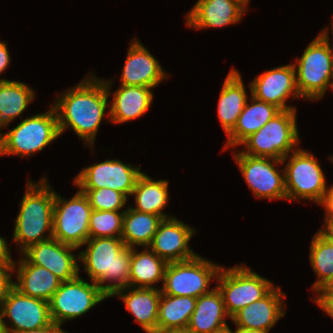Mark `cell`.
I'll list each match as a JSON object with an SVG mask.
<instances>
[{
  "label": "cell",
  "mask_w": 333,
  "mask_h": 333,
  "mask_svg": "<svg viewBox=\"0 0 333 333\" xmlns=\"http://www.w3.org/2000/svg\"><path fill=\"white\" fill-rule=\"evenodd\" d=\"M21 333H69L61 328L60 325L56 323H52L51 325L45 326L43 328L35 329V330H27Z\"/></svg>",
  "instance_id": "obj_41"
},
{
  "label": "cell",
  "mask_w": 333,
  "mask_h": 333,
  "mask_svg": "<svg viewBox=\"0 0 333 333\" xmlns=\"http://www.w3.org/2000/svg\"><path fill=\"white\" fill-rule=\"evenodd\" d=\"M227 317L223 296L215 286L209 293L197 298L186 329L193 333H212L227 324Z\"/></svg>",
  "instance_id": "obj_26"
},
{
  "label": "cell",
  "mask_w": 333,
  "mask_h": 333,
  "mask_svg": "<svg viewBox=\"0 0 333 333\" xmlns=\"http://www.w3.org/2000/svg\"><path fill=\"white\" fill-rule=\"evenodd\" d=\"M331 26H332V34H333V20H332ZM328 29L329 28L323 29L322 31H320V34L329 42V46L331 48L332 55H333V45L330 44Z\"/></svg>",
  "instance_id": "obj_44"
},
{
  "label": "cell",
  "mask_w": 333,
  "mask_h": 333,
  "mask_svg": "<svg viewBox=\"0 0 333 333\" xmlns=\"http://www.w3.org/2000/svg\"><path fill=\"white\" fill-rule=\"evenodd\" d=\"M92 74L57 95V101L52 106L57 114L60 136L70 127L86 146L94 147L96 134L109 106L108 96L113 80H102Z\"/></svg>",
  "instance_id": "obj_1"
},
{
  "label": "cell",
  "mask_w": 333,
  "mask_h": 333,
  "mask_svg": "<svg viewBox=\"0 0 333 333\" xmlns=\"http://www.w3.org/2000/svg\"><path fill=\"white\" fill-rule=\"evenodd\" d=\"M325 209V216H333V184L330 185L322 203L320 204Z\"/></svg>",
  "instance_id": "obj_40"
},
{
  "label": "cell",
  "mask_w": 333,
  "mask_h": 333,
  "mask_svg": "<svg viewBox=\"0 0 333 333\" xmlns=\"http://www.w3.org/2000/svg\"><path fill=\"white\" fill-rule=\"evenodd\" d=\"M216 281L229 319L244 307L261 300L275 287L272 281L242 264L227 269L222 266Z\"/></svg>",
  "instance_id": "obj_6"
},
{
  "label": "cell",
  "mask_w": 333,
  "mask_h": 333,
  "mask_svg": "<svg viewBox=\"0 0 333 333\" xmlns=\"http://www.w3.org/2000/svg\"><path fill=\"white\" fill-rule=\"evenodd\" d=\"M17 269V262H13V268H0V312L8 291L13 287V279L11 278Z\"/></svg>",
  "instance_id": "obj_35"
},
{
  "label": "cell",
  "mask_w": 333,
  "mask_h": 333,
  "mask_svg": "<svg viewBox=\"0 0 333 333\" xmlns=\"http://www.w3.org/2000/svg\"><path fill=\"white\" fill-rule=\"evenodd\" d=\"M5 318L9 319L10 328L4 321ZM52 323L49 302L23 295L14 287L8 291L0 312L1 333H21Z\"/></svg>",
  "instance_id": "obj_12"
},
{
  "label": "cell",
  "mask_w": 333,
  "mask_h": 333,
  "mask_svg": "<svg viewBox=\"0 0 333 333\" xmlns=\"http://www.w3.org/2000/svg\"><path fill=\"white\" fill-rule=\"evenodd\" d=\"M107 298L95 282L88 283L80 275L61 282L49 301L52 321L61 326L65 321L84 315Z\"/></svg>",
  "instance_id": "obj_11"
},
{
  "label": "cell",
  "mask_w": 333,
  "mask_h": 333,
  "mask_svg": "<svg viewBox=\"0 0 333 333\" xmlns=\"http://www.w3.org/2000/svg\"><path fill=\"white\" fill-rule=\"evenodd\" d=\"M212 333H234V331H232L230 329V327L228 326V324L224 325L223 327L216 329L214 332Z\"/></svg>",
  "instance_id": "obj_45"
},
{
  "label": "cell",
  "mask_w": 333,
  "mask_h": 333,
  "mask_svg": "<svg viewBox=\"0 0 333 333\" xmlns=\"http://www.w3.org/2000/svg\"><path fill=\"white\" fill-rule=\"evenodd\" d=\"M197 298L161 293L157 319V333L186 329L195 310Z\"/></svg>",
  "instance_id": "obj_29"
},
{
  "label": "cell",
  "mask_w": 333,
  "mask_h": 333,
  "mask_svg": "<svg viewBox=\"0 0 333 333\" xmlns=\"http://www.w3.org/2000/svg\"><path fill=\"white\" fill-rule=\"evenodd\" d=\"M238 70L232 68L226 76L218 100V118L228 135L248 100L246 87Z\"/></svg>",
  "instance_id": "obj_25"
},
{
  "label": "cell",
  "mask_w": 333,
  "mask_h": 333,
  "mask_svg": "<svg viewBox=\"0 0 333 333\" xmlns=\"http://www.w3.org/2000/svg\"><path fill=\"white\" fill-rule=\"evenodd\" d=\"M168 186V180L155 181L142 173L131 194L135 196L136 207L131 208L139 212L161 216L163 219L169 218L162 212L169 201Z\"/></svg>",
  "instance_id": "obj_27"
},
{
  "label": "cell",
  "mask_w": 333,
  "mask_h": 333,
  "mask_svg": "<svg viewBox=\"0 0 333 333\" xmlns=\"http://www.w3.org/2000/svg\"><path fill=\"white\" fill-rule=\"evenodd\" d=\"M1 129V128H0ZM4 150V135L0 133V155H3Z\"/></svg>",
  "instance_id": "obj_47"
},
{
  "label": "cell",
  "mask_w": 333,
  "mask_h": 333,
  "mask_svg": "<svg viewBox=\"0 0 333 333\" xmlns=\"http://www.w3.org/2000/svg\"><path fill=\"white\" fill-rule=\"evenodd\" d=\"M164 333H193L187 329H180V330H171V331H167Z\"/></svg>",
  "instance_id": "obj_48"
},
{
  "label": "cell",
  "mask_w": 333,
  "mask_h": 333,
  "mask_svg": "<svg viewBox=\"0 0 333 333\" xmlns=\"http://www.w3.org/2000/svg\"><path fill=\"white\" fill-rule=\"evenodd\" d=\"M89 199L92 210L121 211L128 198L110 188L80 189Z\"/></svg>",
  "instance_id": "obj_34"
},
{
  "label": "cell",
  "mask_w": 333,
  "mask_h": 333,
  "mask_svg": "<svg viewBox=\"0 0 333 333\" xmlns=\"http://www.w3.org/2000/svg\"><path fill=\"white\" fill-rule=\"evenodd\" d=\"M329 160L333 162V155L329 156Z\"/></svg>",
  "instance_id": "obj_49"
},
{
  "label": "cell",
  "mask_w": 333,
  "mask_h": 333,
  "mask_svg": "<svg viewBox=\"0 0 333 333\" xmlns=\"http://www.w3.org/2000/svg\"><path fill=\"white\" fill-rule=\"evenodd\" d=\"M296 112V109L281 110L261 129L240 144L246 149H242L240 152L250 156L278 160L289 156L292 150L298 149L301 141L296 123Z\"/></svg>",
  "instance_id": "obj_5"
},
{
  "label": "cell",
  "mask_w": 333,
  "mask_h": 333,
  "mask_svg": "<svg viewBox=\"0 0 333 333\" xmlns=\"http://www.w3.org/2000/svg\"><path fill=\"white\" fill-rule=\"evenodd\" d=\"M249 88L255 99L272 104L280 110L295 109L294 106L287 105L286 101L290 96L292 100L301 97L296 87L293 63L263 72L253 79Z\"/></svg>",
  "instance_id": "obj_15"
},
{
  "label": "cell",
  "mask_w": 333,
  "mask_h": 333,
  "mask_svg": "<svg viewBox=\"0 0 333 333\" xmlns=\"http://www.w3.org/2000/svg\"><path fill=\"white\" fill-rule=\"evenodd\" d=\"M73 250L79 249L51 238L29 246L21 254L31 264L48 269L64 282L73 280L79 275L80 266L77 257L79 255H73Z\"/></svg>",
  "instance_id": "obj_16"
},
{
  "label": "cell",
  "mask_w": 333,
  "mask_h": 333,
  "mask_svg": "<svg viewBox=\"0 0 333 333\" xmlns=\"http://www.w3.org/2000/svg\"><path fill=\"white\" fill-rule=\"evenodd\" d=\"M83 245L87 248L78 253L79 260L90 280L109 298L129 286L131 248L121 238H89ZM108 281L111 284H104Z\"/></svg>",
  "instance_id": "obj_2"
},
{
  "label": "cell",
  "mask_w": 333,
  "mask_h": 333,
  "mask_svg": "<svg viewBox=\"0 0 333 333\" xmlns=\"http://www.w3.org/2000/svg\"><path fill=\"white\" fill-rule=\"evenodd\" d=\"M313 301L333 318V297H315Z\"/></svg>",
  "instance_id": "obj_38"
},
{
  "label": "cell",
  "mask_w": 333,
  "mask_h": 333,
  "mask_svg": "<svg viewBox=\"0 0 333 333\" xmlns=\"http://www.w3.org/2000/svg\"><path fill=\"white\" fill-rule=\"evenodd\" d=\"M293 65L301 98L320 100L328 89L333 90V55L329 42L320 33Z\"/></svg>",
  "instance_id": "obj_4"
},
{
  "label": "cell",
  "mask_w": 333,
  "mask_h": 333,
  "mask_svg": "<svg viewBox=\"0 0 333 333\" xmlns=\"http://www.w3.org/2000/svg\"><path fill=\"white\" fill-rule=\"evenodd\" d=\"M221 267L198 254L186 261L168 263L161 292L198 298L211 291L210 281L217 278Z\"/></svg>",
  "instance_id": "obj_9"
},
{
  "label": "cell",
  "mask_w": 333,
  "mask_h": 333,
  "mask_svg": "<svg viewBox=\"0 0 333 333\" xmlns=\"http://www.w3.org/2000/svg\"><path fill=\"white\" fill-rule=\"evenodd\" d=\"M125 210H92L89 219V238H121Z\"/></svg>",
  "instance_id": "obj_33"
},
{
  "label": "cell",
  "mask_w": 333,
  "mask_h": 333,
  "mask_svg": "<svg viewBox=\"0 0 333 333\" xmlns=\"http://www.w3.org/2000/svg\"><path fill=\"white\" fill-rule=\"evenodd\" d=\"M18 265L13 287L23 295L49 302L62 281L48 269L31 264L25 257L18 260Z\"/></svg>",
  "instance_id": "obj_23"
},
{
  "label": "cell",
  "mask_w": 333,
  "mask_h": 333,
  "mask_svg": "<svg viewBox=\"0 0 333 333\" xmlns=\"http://www.w3.org/2000/svg\"><path fill=\"white\" fill-rule=\"evenodd\" d=\"M236 328L237 329L234 331V333H266L263 331L242 328L240 326H236Z\"/></svg>",
  "instance_id": "obj_43"
},
{
  "label": "cell",
  "mask_w": 333,
  "mask_h": 333,
  "mask_svg": "<svg viewBox=\"0 0 333 333\" xmlns=\"http://www.w3.org/2000/svg\"><path fill=\"white\" fill-rule=\"evenodd\" d=\"M3 134V155L29 157L42 151L60 136L54 107L42 114L22 118L16 127Z\"/></svg>",
  "instance_id": "obj_8"
},
{
  "label": "cell",
  "mask_w": 333,
  "mask_h": 333,
  "mask_svg": "<svg viewBox=\"0 0 333 333\" xmlns=\"http://www.w3.org/2000/svg\"><path fill=\"white\" fill-rule=\"evenodd\" d=\"M318 297H333V276L323 282L315 292Z\"/></svg>",
  "instance_id": "obj_37"
},
{
  "label": "cell",
  "mask_w": 333,
  "mask_h": 333,
  "mask_svg": "<svg viewBox=\"0 0 333 333\" xmlns=\"http://www.w3.org/2000/svg\"><path fill=\"white\" fill-rule=\"evenodd\" d=\"M234 2L241 5L246 11H247V4L250 2V0H233Z\"/></svg>",
  "instance_id": "obj_46"
},
{
  "label": "cell",
  "mask_w": 333,
  "mask_h": 333,
  "mask_svg": "<svg viewBox=\"0 0 333 333\" xmlns=\"http://www.w3.org/2000/svg\"><path fill=\"white\" fill-rule=\"evenodd\" d=\"M9 249L6 239L0 236V268H13L14 260Z\"/></svg>",
  "instance_id": "obj_36"
},
{
  "label": "cell",
  "mask_w": 333,
  "mask_h": 333,
  "mask_svg": "<svg viewBox=\"0 0 333 333\" xmlns=\"http://www.w3.org/2000/svg\"><path fill=\"white\" fill-rule=\"evenodd\" d=\"M167 265L148 247L140 252L131 248L129 287L154 288L155 283L164 281Z\"/></svg>",
  "instance_id": "obj_28"
},
{
  "label": "cell",
  "mask_w": 333,
  "mask_h": 333,
  "mask_svg": "<svg viewBox=\"0 0 333 333\" xmlns=\"http://www.w3.org/2000/svg\"><path fill=\"white\" fill-rule=\"evenodd\" d=\"M137 165L125 164L111 159L83 168L73 179L79 189L110 188L131 196L138 177L142 174Z\"/></svg>",
  "instance_id": "obj_14"
},
{
  "label": "cell",
  "mask_w": 333,
  "mask_h": 333,
  "mask_svg": "<svg viewBox=\"0 0 333 333\" xmlns=\"http://www.w3.org/2000/svg\"><path fill=\"white\" fill-rule=\"evenodd\" d=\"M161 293V289L156 287L128 286L117 290L111 297L118 296L125 303V309L134 315L135 321H137L146 333H157Z\"/></svg>",
  "instance_id": "obj_21"
},
{
  "label": "cell",
  "mask_w": 333,
  "mask_h": 333,
  "mask_svg": "<svg viewBox=\"0 0 333 333\" xmlns=\"http://www.w3.org/2000/svg\"><path fill=\"white\" fill-rule=\"evenodd\" d=\"M235 153V154H234ZM244 180L257 198L286 199L284 170L281 174L275 168L282 160L268 157L250 156L240 151L233 152Z\"/></svg>",
  "instance_id": "obj_13"
},
{
  "label": "cell",
  "mask_w": 333,
  "mask_h": 333,
  "mask_svg": "<svg viewBox=\"0 0 333 333\" xmlns=\"http://www.w3.org/2000/svg\"><path fill=\"white\" fill-rule=\"evenodd\" d=\"M245 12L233 0H198L186 15V25L195 29L223 27L240 22Z\"/></svg>",
  "instance_id": "obj_20"
},
{
  "label": "cell",
  "mask_w": 333,
  "mask_h": 333,
  "mask_svg": "<svg viewBox=\"0 0 333 333\" xmlns=\"http://www.w3.org/2000/svg\"><path fill=\"white\" fill-rule=\"evenodd\" d=\"M134 40V41H133ZM130 43L123 72L121 85L145 86L154 88L168 78L157 59L143 46L137 38Z\"/></svg>",
  "instance_id": "obj_18"
},
{
  "label": "cell",
  "mask_w": 333,
  "mask_h": 333,
  "mask_svg": "<svg viewBox=\"0 0 333 333\" xmlns=\"http://www.w3.org/2000/svg\"><path fill=\"white\" fill-rule=\"evenodd\" d=\"M26 186L12 238L16 244L21 245L19 252L52 238L55 191L44 176L37 183L29 180ZM45 232H48L47 236Z\"/></svg>",
  "instance_id": "obj_3"
},
{
  "label": "cell",
  "mask_w": 333,
  "mask_h": 333,
  "mask_svg": "<svg viewBox=\"0 0 333 333\" xmlns=\"http://www.w3.org/2000/svg\"><path fill=\"white\" fill-rule=\"evenodd\" d=\"M283 297V298H282ZM285 293L275 286L261 300L255 301L238 311L230 320L235 326L269 333L275 323L285 315L283 299Z\"/></svg>",
  "instance_id": "obj_19"
},
{
  "label": "cell",
  "mask_w": 333,
  "mask_h": 333,
  "mask_svg": "<svg viewBox=\"0 0 333 333\" xmlns=\"http://www.w3.org/2000/svg\"><path fill=\"white\" fill-rule=\"evenodd\" d=\"M152 88L121 85L113 93L108 122L125 123L144 115L152 104Z\"/></svg>",
  "instance_id": "obj_22"
},
{
  "label": "cell",
  "mask_w": 333,
  "mask_h": 333,
  "mask_svg": "<svg viewBox=\"0 0 333 333\" xmlns=\"http://www.w3.org/2000/svg\"><path fill=\"white\" fill-rule=\"evenodd\" d=\"M250 101L249 104L247 100L234 129L227 135L225 150L240 145L281 111L272 104L255 99L252 95Z\"/></svg>",
  "instance_id": "obj_24"
},
{
  "label": "cell",
  "mask_w": 333,
  "mask_h": 333,
  "mask_svg": "<svg viewBox=\"0 0 333 333\" xmlns=\"http://www.w3.org/2000/svg\"><path fill=\"white\" fill-rule=\"evenodd\" d=\"M324 224L325 227L320 228L319 231L327 238L333 240V216H325Z\"/></svg>",
  "instance_id": "obj_42"
},
{
  "label": "cell",
  "mask_w": 333,
  "mask_h": 333,
  "mask_svg": "<svg viewBox=\"0 0 333 333\" xmlns=\"http://www.w3.org/2000/svg\"><path fill=\"white\" fill-rule=\"evenodd\" d=\"M35 92L19 81L0 78V128H7L35 99Z\"/></svg>",
  "instance_id": "obj_31"
},
{
  "label": "cell",
  "mask_w": 333,
  "mask_h": 333,
  "mask_svg": "<svg viewBox=\"0 0 333 333\" xmlns=\"http://www.w3.org/2000/svg\"><path fill=\"white\" fill-rule=\"evenodd\" d=\"M309 257L311 267L318 276L317 281L311 287L315 291L323 282L333 276V240L317 231L311 241Z\"/></svg>",
  "instance_id": "obj_32"
},
{
  "label": "cell",
  "mask_w": 333,
  "mask_h": 333,
  "mask_svg": "<svg viewBox=\"0 0 333 333\" xmlns=\"http://www.w3.org/2000/svg\"><path fill=\"white\" fill-rule=\"evenodd\" d=\"M91 211L89 199L80 189L71 199L55 192L52 238L80 250L89 239Z\"/></svg>",
  "instance_id": "obj_10"
},
{
  "label": "cell",
  "mask_w": 333,
  "mask_h": 333,
  "mask_svg": "<svg viewBox=\"0 0 333 333\" xmlns=\"http://www.w3.org/2000/svg\"><path fill=\"white\" fill-rule=\"evenodd\" d=\"M6 43L5 41H0V74L7 69L11 61Z\"/></svg>",
  "instance_id": "obj_39"
},
{
  "label": "cell",
  "mask_w": 333,
  "mask_h": 333,
  "mask_svg": "<svg viewBox=\"0 0 333 333\" xmlns=\"http://www.w3.org/2000/svg\"><path fill=\"white\" fill-rule=\"evenodd\" d=\"M194 233V228L169 216L160 222L148 248L167 263L186 261L197 255L189 247Z\"/></svg>",
  "instance_id": "obj_17"
},
{
  "label": "cell",
  "mask_w": 333,
  "mask_h": 333,
  "mask_svg": "<svg viewBox=\"0 0 333 333\" xmlns=\"http://www.w3.org/2000/svg\"><path fill=\"white\" fill-rule=\"evenodd\" d=\"M288 201L310 200L321 204L328 186L324 172L314 155L302 148L282 159Z\"/></svg>",
  "instance_id": "obj_7"
},
{
  "label": "cell",
  "mask_w": 333,
  "mask_h": 333,
  "mask_svg": "<svg viewBox=\"0 0 333 333\" xmlns=\"http://www.w3.org/2000/svg\"><path fill=\"white\" fill-rule=\"evenodd\" d=\"M162 220L161 216L139 212L131 206L125 209L121 236L125 246L148 247Z\"/></svg>",
  "instance_id": "obj_30"
}]
</instances>
